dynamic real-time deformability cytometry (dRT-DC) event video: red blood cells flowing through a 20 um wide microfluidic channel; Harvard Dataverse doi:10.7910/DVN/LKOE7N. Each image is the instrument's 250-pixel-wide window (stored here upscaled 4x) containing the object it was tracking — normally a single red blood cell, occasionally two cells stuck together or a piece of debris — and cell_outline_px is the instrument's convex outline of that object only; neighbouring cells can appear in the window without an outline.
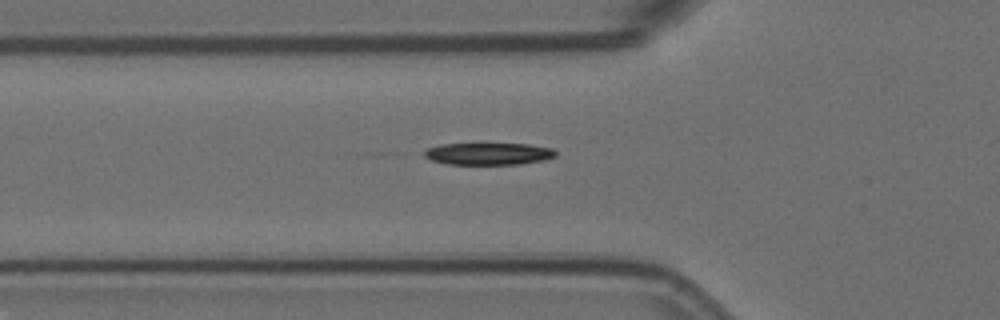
{"species": "Egyptian fruit bat (a non-hibernating species)", "species_latin": "Rousettus aegyptiacus", "temperature_condition": "room temperature", "stored_images_in_passage": 5, "camera_frame_rate_fps": 3000, "um_per_image_px": 0.085, "animal": {"sex": "female"}, "frame": {"image": 1, "passage_image": 5, "time_ms": 1.333, "image_size_px": [1000, 320], "cell_outline_px": [[556, 156], [544, 160], [520, 164], [448, 164], [432, 160], [424, 156], [420, 152], [428, 148], [440, 144], [528, 144], [552, 148], [556, 152]], "centroid_in_image_um": [41.5, 13.07], "position_along_channel_um": 84.3, "area_um2": 16.88}}